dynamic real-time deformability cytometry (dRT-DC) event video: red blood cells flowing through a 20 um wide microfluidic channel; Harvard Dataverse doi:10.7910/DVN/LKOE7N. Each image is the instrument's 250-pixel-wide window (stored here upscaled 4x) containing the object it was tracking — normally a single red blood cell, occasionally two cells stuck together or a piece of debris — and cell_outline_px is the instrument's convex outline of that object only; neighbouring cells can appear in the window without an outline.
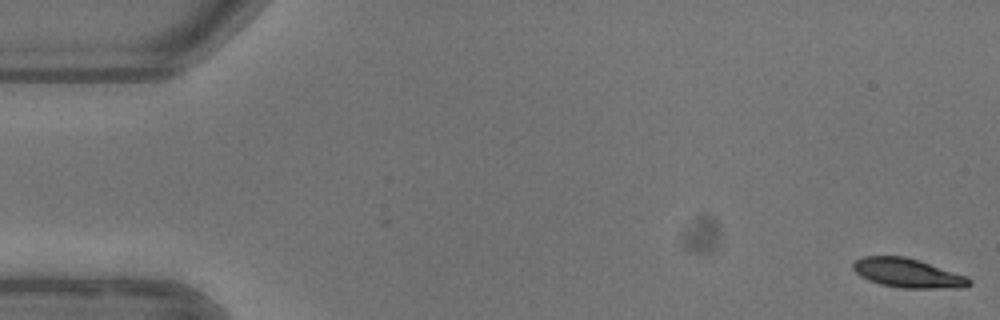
{"species": "common noctule bat (a hibernating species)", "species_latin": "Nyctalus noctula", "temperature_condition": "warm", "stored_images_in_passage": 53, "camera_frame_rate_fps": 3000, "um_per_image_px": 0.085, "animal": {"sex": "female"}, "frame": {"image": 1, "passage_image": 1, "time_ms": 0.0, "image_size_px": [1000, 320], "cell_outline_px": [[972, 284], [964, 288], [900, 288], [880, 284], [868, 280], [860, 276], [852, 268], [852, 264], [856, 260], [864, 256], [904, 256], [920, 260], [968, 276], [972, 280]], "centroid_in_image_um": [77.2, 23.21], "position_along_channel_um": 7.8, "area_um2": 20.0}}
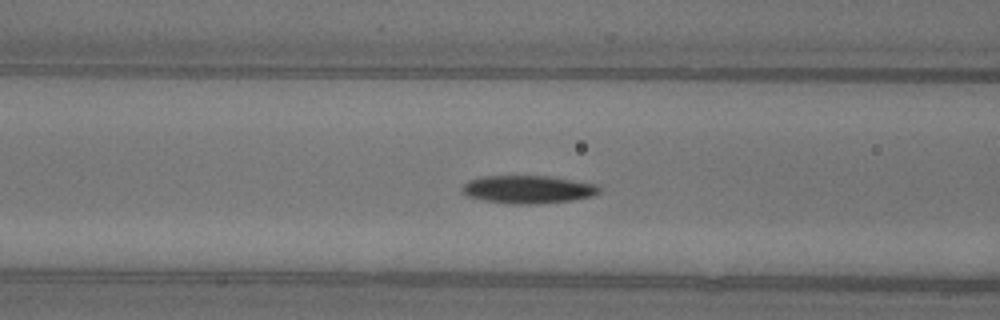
{"frame": {"image": 2, "passage_image": 21, "time_ms": 6.667, "image_size_px": [1000, 320], "cell_outline_px": [[600, 192], [592, 196], [572, 200], [532, 204], [508, 204], [484, 200], [468, 196], [460, 192], [460, 188], [468, 180], [484, 176], [552, 176], [596, 184], [600, 188]], "centroid_in_image_um": [44.85, 16.09], "position_along_channel_um": 121.7, "area_um2": 22.43}}
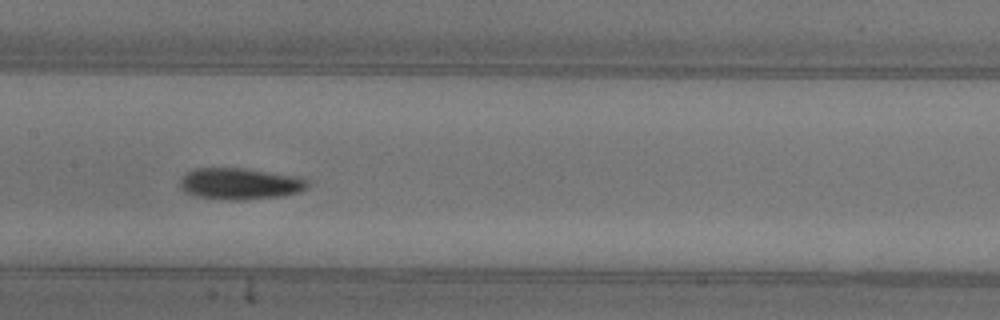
{"frame": {"image": 3, "passage_image": 26, "time_ms": 8.333, "image_size_px": [1000, 320], "cell_outline_px": [[308, 184], [300, 192], [280, 196], [240, 200], [232, 200], [192, 196], [184, 192], [180, 188], [180, 176], [192, 168], [244, 168], [304, 176], [308, 180]], "centroid_in_image_um": [20.38, 15.6], "position_along_channel_um": 187.0, "area_um2": 23.87}, "authors_computed_cell_mechanics": {"area_um2": 21.5016, "velocity_mm_per_s": 3.9171, "shape_relaxation_time_tau1_ms": 4.7232, "shape_relaxation_time_tau2_ms": 7.114, "deformation_change_tau1": 0.1877, "deformation_change_tau2": 0.1173}}